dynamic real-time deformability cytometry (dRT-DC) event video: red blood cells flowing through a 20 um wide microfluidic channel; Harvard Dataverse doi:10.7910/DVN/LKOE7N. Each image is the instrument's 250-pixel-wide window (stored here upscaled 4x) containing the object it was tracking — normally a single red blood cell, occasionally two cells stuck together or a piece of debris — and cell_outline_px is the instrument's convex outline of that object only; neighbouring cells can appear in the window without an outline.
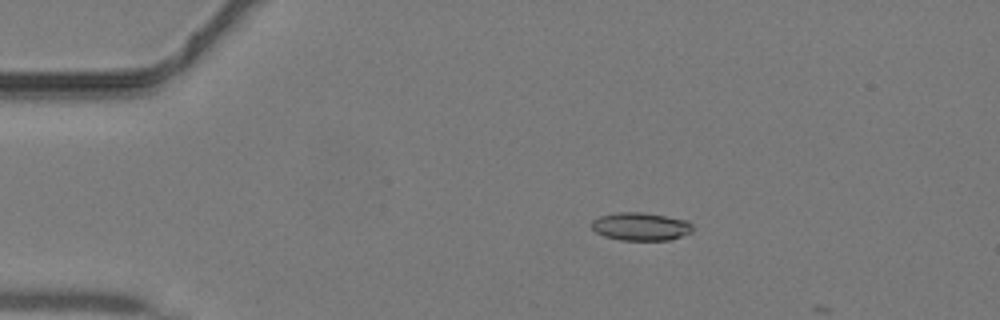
{"species": "common noctule bat (a hibernating species)", "species_latin": "Nyctalus noctula", "temperature_condition": "warm", "stored_images_in_passage": 4, "camera_frame_rate_fps": 3000, "um_per_image_px": 0.085, "animal": {"sex": "male", "body_mass_g": 19.2, "forearm_length_mm": 51.8}, "frame": {"image": 1, "passage_image": 1, "time_ms": 0.0, "image_size_px": [1000, 320], "cell_outline_px": [[692, 232], [668, 240], [620, 240], [604, 236], [596, 232], [592, 228], [592, 220], [600, 216], [616, 212], [644, 212], [688, 220], [692, 224]], "centroid_in_image_um": [54.46, 19.24], "position_along_channel_um": 30.5, "area_um2": 16.53}}